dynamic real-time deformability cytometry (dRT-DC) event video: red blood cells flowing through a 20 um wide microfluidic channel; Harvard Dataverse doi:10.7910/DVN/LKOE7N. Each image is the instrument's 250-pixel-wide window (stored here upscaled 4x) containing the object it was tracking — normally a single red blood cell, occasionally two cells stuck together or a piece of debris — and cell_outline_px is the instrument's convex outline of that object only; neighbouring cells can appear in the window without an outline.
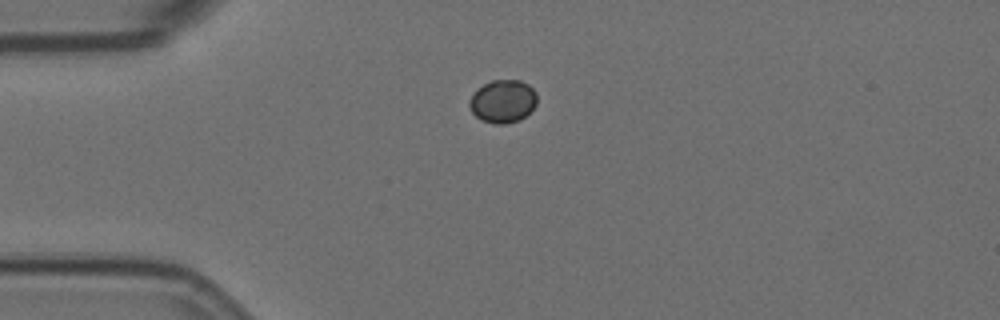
{"species": "Egyptian fruit bat (a non-hibernating species)", "species_latin": "Rousettus aegyptiacus", "temperature_condition": "room temperature", "stored_images_in_passage": 2, "camera_frame_rate_fps": 3000, "um_per_image_px": 0.085, "animal": {"sex": "female"}, "frame": {"image": 1, "passage_image": 1, "time_ms": 0.0, "image_size_px": [1000, 320], "cell_outline_px": [[536, 104], [520, 120], [504, 124], [496, 124], [480, 120], [472, 112], [468, 104], [468, 100], [484, 84], [492, 80], [520, 80], [528, 84], [536, 92]], "centroid_in_image_um": [42.74, 8.61], "position_along_channel_um": 42.3, "area_um2": 16.76}}